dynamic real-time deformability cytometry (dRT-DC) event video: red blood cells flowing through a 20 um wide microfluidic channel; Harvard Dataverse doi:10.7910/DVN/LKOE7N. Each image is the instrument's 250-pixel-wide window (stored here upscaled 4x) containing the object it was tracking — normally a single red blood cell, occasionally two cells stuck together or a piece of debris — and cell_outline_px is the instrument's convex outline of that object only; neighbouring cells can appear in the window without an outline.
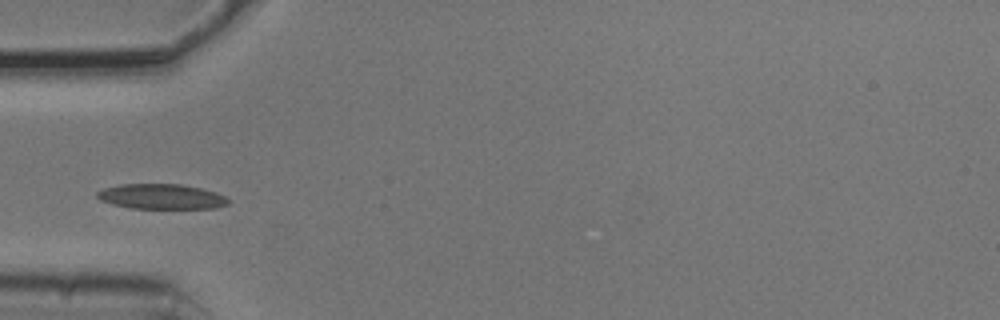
{"species": "common noctule bat (a hibernating species)", "species_latin": "Nyctalus noctula", "temperature_condition": "cold", "stored_images_in_passage": 2, "camera_frame_rate_fps": 3000, "um_per_image_px": 0.085, "animal": {"sex": "male", "body_mass_g": 20.5, "forearm_length_mm": 52.5}, "frame": {"image": 1, "passage_image": 2, "time_ms": 0.333, "image_size_px": [1000, 320], "cell_outline_px": [[232, 200], [228, 204], [216, 208], [132, 208], [112, 204], [100, 200], [96, 196], [96, 192], [104, 188], [120, 184], [180, 184], [200, 188], [216, 192]], "centroid_in_image_um": [13.73, 16.7], "position_along_channel_um": 71.3, "area_um2": 19.19}}